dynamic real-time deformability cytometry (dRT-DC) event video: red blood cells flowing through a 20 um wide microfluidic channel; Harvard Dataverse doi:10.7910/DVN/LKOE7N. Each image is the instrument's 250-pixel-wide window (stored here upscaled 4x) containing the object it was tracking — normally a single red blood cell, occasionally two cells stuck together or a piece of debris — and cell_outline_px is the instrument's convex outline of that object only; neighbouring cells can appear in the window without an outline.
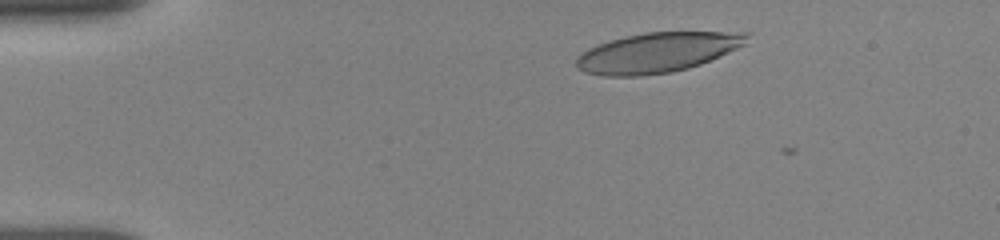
{"species": "human", "species_latin": "Homo sapiens", "temperature_condition": "room temperature", "stored_images_in_passage": 7, "camera_frame_rate_fps": 3000, "um_per_image_px": 0.085, "donor": {"sex": "female"}, "frame": {"image": 1, "passage_image": 1, "time_ms": 0.0, "image_size_px": [1000, 240], "cell_outline_px": [[752, 32], [748, 44], [720, 56], [700, 64], [688, 68], [672, 72], [640, 76], [604, 76], [584, 72], [576, 68], [576, 60], [580, 52], [588, 48], [612, 40], [644, 32]], "centroid_in_image_um": [55.92, 4.46], "position_along_channel_um": 29.1, "area_um2": 39.88}}